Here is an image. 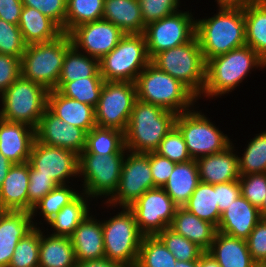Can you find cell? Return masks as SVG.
<instances>
[{
    "instance_id": "40",
    "label": "cell",
    "mask_w": 266,
    "mask_h": 267,
    "mask_svg": "<svg viewBox=\"0 0 266 267\" xmlns=\"http://www.w3.org/2000/svg\"><path fill=\"white\" fill-rule=\"evenodd\" d=\"M239 157L240 175L266 173V131L251 139Z\"/></svg>"
},
{
    "instance_id": "53",
    "label": "cell",
    "mask_w": 266,
    "mask_h": 267,
    "mask_svg": "<svg viewBox=\"0 0 266 267\" xmlns=\"http://www.w3.org/2000/svg\"><path fill=\"white\" fill-rule=\"evenodd\" d=\"M241 196L239 180L217 184V204L222 214L229 206Z\"/></svg>"
},
{
    "instance_id": "19",
    "label": "cell",
    "mask_w": 266,
    "mask_h": 267,
    "mask_svg": "<svg viewBox=\"0 0 266 267\" xmlns=\"http://www.w3.org/2000/svg\"><path fill=\"white\" fill-rule=\"evenodd\" d=\"M34 140V128L0 118V152L13 164L29 161Z\"/></svg>"
},
{
    "instance_id": "50",
    "label": "cell",
    "mask_w": 266,
    "mask_h": 267,
    "mask_svg": "<svg viewBox=\"0 0 266 267\" xmlns=\"http://www.w3.org/2000/svg\"><path fill=\"white\" fill-rule=\"evenodd\" d=\"M246 240L253 260L257 264L266 263V219L258 221Z\"/></svg>"
},
{
    "instance_id": "6",
    "label": "cell",
    "mask_w": 266,
    "mask_h": 267,
    "mask_svg": "<svg viewBox=\"0 0 266 267\" xmlns=\"http://www.w3.org/2000/svg\"><path fill=\"white\" fill-rule=\"evenodd\" d=\"M151 62L200 99L205 86L206 61L196 35L185 44L159 52Z\"/></svg>"
},
{
    "instance_id": "23",
    "label": "cell",
    "mask_w": 266,
    "mask_h": 267,
    "mask_svg": "<svg viewBox=\"0 0 266 267\" xmlns=\"http://www.w3.org/2000/svg\"><path fill=\"white\" fill-rule=\"evenodd\" d=\"M76 261L96 260L105 257L102 222L92 215L79 224L70 236Z\"/></svg>"
},
{
    "instance_id": "61",
    "label": "cell",
    "mask_w": 266,
    "mask_h": 267,
    "mask_svg": "<svg viewBox=\"0 0 266 267\" xmlns=\"http://www.w3.org/2000/svg\"><path fill=\"white\" fill-rule=\"evenodd\" d=\"M8 212L7 209L3 208L1 205H0V221L1 219L3 218V216Z\"/></svg>"
},
{
    "instance_id": "27",
    "label": "cell",
    "mask_w": 266,
    "mask_h": 267,
    "mask_svg": "<svg viewBox=\"0 0 266 267\" xmlns=\"http://www.w3.org/2000/svg\"><path fill=\"white\" fill-rule=\"evenodd\" d=\"M169 228L191 242H194L204 251L210 248L217 233V227L214 224L199 219L184 207L176 208Z\"/></svg>"
},
{
    "instance_id": "57",
    "label": "cell",
    "mask_w": 266,
    "mask_h": 267,
    "mask_svg": "<svg viewBox=\"0 0 266 267\" xmlns=\"http://www.w3.org/2000/svg\"><path fill=\"white\" fill-rule=\"evenodd\" d=\"M13 165L10 160H8L1 152H0V187L3 184L4 179L6 178L10 167Z\"/></svg>"
},
{
    "instance_id": "41",
    "label": "cell",
    "mask_w": 266,
    "mask_h": 267,
    "mask_svg": "<svg viewBox=\"0 0 266 267\" xmlns=\"http://www.w3.org/2000/svg\"><path fill=\"white\" fill-rule=\"evenodd\" d=\"M80 193L74 191L67 184L56 186L51 192L47 193L32 209L31 215L34 217L37 210L43 215L47 223L66 205L73 201ZM36 213V214H35Z\"/></svg>"
},
{
    "instance_id": "2",
    "label": "cell",
    "mask_w": 266,
    "mask_h": 267,
    "mask_svg": "<svg viewBox=\"0 0 266 267\" xmlns=\"http://www.w3.org/2000/svg\"><path fill=\"white\" fill-rule=\"evenodd\" d=\"M177 114L160 106L136 99L127 129L125 147L129 152H155L175 126Z\"/></svg>"
},
{
    "instance_id": "20",
    "label": "cell",
    "mask_w": 266,
    "mask_h": 267,
    "mask_svg": "<svg viewBox=\"0 0 266 267\" xmlns=\"http://www.w3.org/2000/svg\"><path fill=\"white\" fill-rule=\"evenodd\" d=\"M231 144L224 151L196 159L201 182L209 184L239 180V156Z\"/></svg>"
},
{
    "instance_id": "62",
    "label": "cell",
    "mask_w": 266,
    "mask_h": 267,
    "mask_svg": "<svg viewBox=\"0 0 266 267\" xmlns=\"http://www.w3.org/2000/svg\"><path fill=\"white\" fill-rule=\"evenodd\" d=\"M255 267H266V263H264V264H256Z\"/></svg>"
},
{
    "instance_id": "37",
    "label": "cell",
    "mask_w": 266,
    "mask_h": 267,
    "mask_svg": "<svg viewBox=\"0 0 266 267\" xmlns=\"http://www.w3.org/2000/svg\"><path fill=\"white\" fill-rule=\"evenodd\" d=\"M104 82L103 77H88L71 82H58L55 90L65 97L95 108L99 102Z\"/></svg>"
},
{
    "instance_id": "14",
    "label": "cell",
    "mask_w": 266,
    "mask_h": 267,
    "mask_svg": "<svg viewBox=\"0 0 266 267\" xmlns=\"http://www.w3.org/2000/svg\"><path fill=\"white\" fill-rule=\"evenodd\" d=\"M196 31V20L189 11L178 12L145 27L147 53L150 59L161 51L189 42Z\"/></svg>"
},
{
    "instance_id": "49",
    "label": "cell",
    "mask_w": 266,
    "mask_h": 267,
    "mask_svg": "<svg viewBox=\"0 0 266 267\" xmlns=\"http://www.w3.org/2000/svg\"><path fill=\"white\" fill-rule=\"evenodd\" d=\"M58 186L51 177L37 175L29 167L28 212L49 192Z\"/></svg>"
},
{
    "instance_id": "15",
    "label": "cell",
    "mask_w": 266,
    "mask_h": 267,
    "mask_svg": "<svg viewBox=\"0 0 266 267\" xmlns=\"http://www.w3.org/2000/svg\"><path fill=\"white\" fill-rule=\"evenodd\" d=\"M176 208L165 190L157 187L144 192L128 209L143 235H156L170 226Z\"/></svg>"
},
{
    "instance_id": "30",
    "label": "cell",
    "mask_w": 266,
    "mask_h": 267,
    "mask_svg": "<svg viewBox=\"0 0 266 267\" xmlns=\"http://www.w3.org/2000/svg\"><path fill=\"white\" fill-rule=\"evenodd\" d=\"M18 27L27 45L52 41L63 33L53 20L28 6H23Z\"/></svg>"
},
{
    "instance_id": "18",
    "label": "cell",
    "mask_w": 266,
    "mask_h": 267,
    "mask_svg": "<svg viewBox=\"0 0 266 267\" xmlns=\"http://www.w3.org/2000/svg\"><path fill=\"white\" fill-rule=\"evenodd\" d=\"M87 132L62 121L48 108L35 128V140L46 145L70 150L77 155L86 147Z\"/></svg>"
},
{
    "instance_id": "17",
    "label": "cell",
    "mask_w": 266,
    "mask_h": 267,
    "mask_svg": "<svg viewBox=\"0 0 266 267\" xmlns=\"http://www.w3.org/2000/svg\"><path fill=\"white\" fill-rule=\"evenodd\" d=\"M125 33L104 19L81 24L70 33L72 45L90 57L101 60L110 53Z\"/></svg>"
},
{
    "instance_id": "7",
    "label": "cell",
    "mask_w": 266,
    "mask_h": 267,
    "mask_svg": "<svg viewBox=\"0 0 266 267\" xmlns=\"http://www.w3.org/2000/svg\"><path fill=\"white\" fill-rule=\"evenodd\" d=\"M48 93L42 85L20 76L0 95V118L35 129L47 108Z\"/></svg>"
},
{
    "instance_id": "39",
    "label": "cell",
    "mask_w": 266,
    "mask_h": 267,
    "mask_svg": "<svg viewBox=\"0 0 266 267\" xmlns=\"http://www.w3.org/2000/svg\"><path fill=\"white\" fill-rule=\"evenodd\" d=\"M104 0H67L65 33L81 24L102 19Z\"/></svg>"
},
{
    "instance_id": "31",
    "label": "cell",
    "mask_w": 266,
    "mask_h": 267,
    "mask_svg": "<svg viewBox=\"0 0 266 267\" xmlns=\"http://www.w3.org/2000/svg\"><path fill=\"white\" fill-rule=\"evenodd\" d=\"M46 236L41 231L39 267H75L76 259L70 237Z\"/></svg>"
},
{
    "instance_id": "60",
    "label": "cell",
    "mask_w": 266,
    "mask_h": 267,
    "mask_svg": "<svg viewBox=\"0 0 266 267\" xmlns=\"http://www.w3.org/2000/svg\"><path fill=\"white\" fill-rule=\"evenodd\" d=\"M260 217L266 219V196L263 202V205L259 209Z\"/></svg>"
},
{
    "instance_id": "51",
    "label": "cell",
    "mask_w": 266,
    "mask_h": 267,
    "mask_svg": "<svg viewBox=\"0 0 266 267\" xmlns=\"http://www.w3.org/2000/svg\"><path fill=\"white\" fill-rule=\"evenodd\" d=\"M148 158L154 185L162 188L173 172L176 163L155 152H148Z\"/></svg>"
},
{
    "instance_id": "36",
    "label": "cell",
    "mask_w": 266,
    "mask_h": 267,
    "mask_svg": "<svg viewBox=\"0 0 266 267\" xmlns=\"http://www.w3.org/2000/svg\"><path fill=\"white\" fill-rule=\"evenodd\" d=\"M124 132L113 128L93 127L87 133L86 147L82 153L99 155L126 154Z\"/></svg>"
},
{
    "instance_id": "4",
    "label": "cell",
    "mask_w": 266,
    "mask_h": 267,
    "mask_svg": "<svg viewBox=\"0 0 266 267\" xmlns=\"http://www.w3.org/2000/svg\"><path fill=\"white\" fill-rule=\"evenodd\" d=\"M137 99L176 114L192 109L198 99L185 85L150 62L138 75Z\"/></svg>"
},
{
    "instance_id": "58",
    "label": "cell",
    "mask_w": 266,
    "mask_h": 267,
    "mask_svg": "<svg viewBox=\"0 0 266 267\" xmlns=\"http://www.w3.org/2000/svg\"><path fill=\"white\" fill-rule=\"evenodd\" d=\"M198 267H221V266L207 251H205L199 257Z\"/></svg>"
},
{
    "instance_id": "45",
    "label": "cell",
    "mask_w": 266,
    "mask_h": 267,
    "mask_svg": "<svg viewBox=\"0 0 266 267\" xmlns=\"http://www.w3.org/2000/svg\"><path fill=\"white\" fill-rule=\"evenodd\" d=\"M26 46L18 25L0 19V54L21 59Z\"/></svg>"
},
{
    "instance_id": "56",
    "label": "cell",
    "mask_w": 266,
    "mask_h": 267,
    "mask_svg": "<svg viewBox=\"0 0 266 267\" xmlns=\"http://www.w3.org/2000/svg\"><path fill=\"white\" fill-rule=\"evenodd\" d=\"M219 8H238L245 9L250 4L257 2L258 0H215Z\"/></svg>"
},
{
    "instance_id": "33",
    "label": "cell",
    "mask_w": 266,
    "mask_h": 267,
    "mask_svg": "<svg viewBox=\"0 0 266 267\" xmlns=\"http://www.w3.org/2000/svg\"><path fill=\"white\" fill-rule=\"evenodd\" d=\"M88 198L86 194L80 193L73 201L64 206L48 222L54 229L51 235L70 237L86 216L90 215V208L87 204L90 198Z\"/></svg>"
},
{
    "instance_id": "47",
    "label": "cell",
    "mask_w": 266,
    "mask_h": 267,
    "mask_svg": "<svg viewBox=\"0 0 266 267\" xmlns=\"http://www.w3.org/2000/svg\"><path fill=\"white\" fill-rule=\"evenodd\" d=\"M180 0H138L145 26L179 11Z\"/></svg>"
},
{
    "instance_id": "34",
    "label": "cell",
    "mask_w": 266,
    "mask_h": 267,
    "mask_svg": "<svg viewBox=\"0 0 266 267\" xmlns=\"http://www.w3.org/2000/svg\"><path fill=\"white\" fill-rule=\"evenodd\" d=\"M217 203V184L212 185L200 181L183 207L199 219L208 221L217 227L221 218Z\"/></svg>"
},
{
    "instance_id": "12",
    "label": "cell",
    "mask_w": 266,
    "mask_h": 267,
    "mask_svg": "<svg viewBox=\"0 0 266 267\" xmlns=\"http://www.w3.org/2000/svg\"><path fill=\"white\" fill-rule=\"evenodd\" d=\"M136 99L135 83L105 81L95 107L96 126L125 133Z\"/></svg>"
},
{
    "instance_id": "35",
    "label": "cell",
    "mask_w": 266,
    "mask_h": 267,
    "mask_svg": "<svg viewBox=\"0 0 266 267\" xmlns=\"http://www.w3.org/2000/svg\"><path fill=\"white\" fill-rule=\"evenodd\" d=\"M88 77H102L99 60L78 51L72 45L66 51L58 82H71Z\"/></svg>"
},
{
    "instance_id": "55",
    "label": "cell",
    "mask_w": 266,
    "mask_h": 267,
    "mask_svg": "<svg viewBox=\"0 0 266 267\" xmlns=\"http://www.w3.org/2000/svg\"><path fill=\"white\" fill-rule=\"evenodd\" d=\"M75 267H123L120 263L104 257L96 260L76 261Z\"/></svg>"
},
{
    "instance_id": "9",
    "label": "cell",
    "mask_w": 266,
    "mask_h": 267,
    "mask_svg": "<svg viewBox=\"0 0 266 267\" xmlns=\"http://www.w3.org/2000/svg\"><path fill=\"white\" fill-rule=\"evenodd\" d=\"M109 220H102L105 257L123 267H135L143 234L128 208Z\"/></svg>"
},
{
    "instance_id": "29",
    "label": "cell",
    "mask_w": 266,
    "mask_h": 267,
    "mask_svg": "<svg viewBox=\"0 0 266 267\" xmlns=\"http://www.w3.org/2000/svg\"><path fill=\"white\" fill-rule=\"evenodd\" d=\"M200 182L195 159L176 163L169 179L162 187L177 207H183Z\"/></svg>"
},
{
    "instance_id": "16",
    "label": "cell",
    "mask_w": 266,
    "mask_h": 267,
    "mask_svg": "<svg viewBox=\"0 0 266 267\" xmlns=\"http://www.w3.org/2000/svg\"><path fill=\"white\" fill-rule=\"evenodd\" d=\"M29 167L37 174L51 177L57 185L70 183L72 176L78 175L79 155L55 146L42 144L36 140L31 148ZM68 179V180H67Z\"/></svg>"
},
{
    "instance_id": "1",
    "label": "cell",
    "mask_w": 266,
    "mask_h": 267,
    "mask_svg": "<svg viewBox=\"0 0 266 267\" xmlns=\"http://www.w3.org/2000/svg\"><path fill=\"white\" fill-rule=\"evenodd\" d=\"M208 19H196L195 35L205 61L246 45L243 9L218 8Z\"/></svg>"
},
{
    "instance_id": "28",
    "label": "cell",
    "mask_w": 266,
    "mask_h": 267,
    "mask_svg": "<svg viewBox=\"0 0 266 267\" xmlns=\"http://www.w3.org/2000/svg\"><path fill=\"white\" fill-rule=\"evenodd\" d=\"M102 19L125 34H143L145 25L138 0H104Z\"/></svg>"
},
{
    "instance_id": "21",
    "label": "cell",
    "mask_w": 266,
    "mask_h": 267,
    "mask_svg": "<svg viewBox=\"0 0 266 267\" xmlns=\"http://www.w3.org/2000/svg\"><path fill=\"white\" fill-rule=\"evenodd\" d=\"M260 219L259 209L241 195L221 214L217 231L247 239Z\"/></svg>"
},
{
    "instance_id": "8",
    "label": "cell",
    "mask_w": 266,
    "mask_h": 267,
    "mask_svg": "<svg viewBox=\"0 0 266 267\" xmlns=\"http://www.w3.org/2000/svg\"><path fill=\"white\" fill-rule=\"evenodd\" d=\"M151 62L144 34H125L116 47L99 60L104 81L133 82Z\"/></svg>"
},
{
    "instance_id": "25",
    "label": "cell",
    "mask_w": 266,
    "mask_h": 267,
    "mask_svg": "<svg viewBox=\"0 0 266 267\" xmlns=\"http://www.w3.org/2000/svg\"><path fill=\"white\" fill-rule=\"evenodd\" d=\"M29 162L13 164L0 187V205L8 211H28Z\"/></svg>"
},
{
    "instance_id": "11",
    "label": "cell",
    "mask_w": 266,
    "mask_h": 267,
    "mask_svg": "<svg viewBox=\"0 0 266 267\" xmlns=\"http://www.w3.org/2000/svg\"><path fill=\"white\" fill-rule=\"evenodd\" d=\"M175 126L182 133L192 159L224 151L232 141L200 111L177 114Z\"/></svg>"
},
{
    "instance_id": "54",
    "label": "cell",
    "mask_w": 266,
    "mask_h": 267,
    "mask_svg": "<svg viewBox=\"0 0 266 267\" xmlns=\"http://www.w3.org/2000/svg\"><path fill=\"white\" fill-rule=\"evenodd\" d=\"M22 9L21 0H0V19L18 25Z\"/></svg>"
},
{
    "instance_id": "24",
    "label": "cell",
    "mask_w": 266,
    "mask_h": 267,
    "mask_svg": "<svg viewBox=\"0 0 266 267\" xmlns=\"http://www.w3.org/2000/svg\"><path fill=\"white\" fill-rule=\"evenodd\" d=\"M47 108L62 121L80 127L87 133L96 126L93 106L65 97L57 90L49 91Z\"/></svg>"
},
{
    "instance_id": "5",
    "label": "cell",
    "mask_w": 266,
    "mask_h": 267,
    "mask_svg": "<svg viewBox=\"0 0 266 267\" xmlns=\"http://www.w3.org/2000/svg\"><path fill=\"white\" fill-rule=\"evenodd\" d=\"M72 46L69 34L52 41L28 44L21 58V76L48 91L57 87L66 51Z\"/></svg>"
},
{
    "instance_id": "46",
    "label": "cell",
    "mask_w": 266,
    "mask_h": 267,
    "mask_svg": "<svg viewBox=\"0 0 266 267\" xmlns=\"http://www.w3.org/2000/svg\"><path fill=\"white\" fill-rule=\"evenodd\" d=\"M239 182L241 195L260 209L266 196V173L241 175Z\"/></svg>"
},
{
    "instance_id": "32",
    "label": "cell",
    "mask_w": 266,
    "mask_h": 267,
    "mask_svg": "<svg viewBox=\"0 0 266 267\" xmlns=\"http://www.w3.org/2000/svg\"><path fill=\"white\" fill-rule=\"evenodd\" d=\"M243 11L246 45L266 62V0H258Z\"/></svg>"
},
{
    "instance_id": "3",
    "label": "cell",
    "mask_w": 266,
    "mask_h": 267,
    "mask_svg": "<svg viewBox=\"0 0 266 267\" xmlns=\"http://www.w3.org/2000/svg\"><path fill=\"white\" fill-rule=\"evenodd\" d=\"M266 62L249 46L244 45L206 62V79L202 96L217 97L232 92L254 68Z\"/></svg>"
},
{
    "instance_id": "13",
    "label": "cell",
    "mask_w": 266,
    "mask_h": 267,
    "mask_svg": "<svg viewBox=\"0 0 266 267\" xmlns=\"http://www.w3.org/2000/svg\"><path fill=\"white\" fill-rule=\"evenodd\" d=\"M126 155L118 188L105 201L107 207L119 205L122 208H129L144 192L157 188L152 178L148 153L127 151Z\"/></svg>"
},
{
    "instance_id": "44",
    "label": "cell",
    "mask_w": 266,
    "mask_h": 267,
    "mask_svg": "<svg viewBox=\"0 0 266 267\" xmlns=\"http://www.w3.org/2000/svg\"><path fill=\"white\" fill-rule=\"evenodd\" d=\"M155 153L175 163H184L192 160L184 137L176 126L163 138Z\"/></svg>"
},
{
    "instance_id": "43",
    "label": "cell",
    "mask_w": 266,
    "mask_h": 267,
    "mask_svg": "<svg viewBox=\"0 0 266 267\" xmlns=\"http://www.w3.org/2000/svg\"><path fill=\"white\" fill-rule=\"evenodd\" d=\"M156 236L175 256L177 261H198L199 257L205 252L197 244L177 234L169 227L158 232Z\"/></svg>"
},
{
    "instance_id": "52",
    "label": "cell",
    "mask_w": 266,
    "mask_h": 267,
    "mask_svg": "<svg viewBox=\"0 0 266 267\" xmlns=\"http://www.w3.org/2000/svg\"><path fill=\"white\" fill-rule=\"evenodd\" d=\"M21 76V59L0 54V95Z\"/></svg>"
},
{
    "instance_id": "22",
    "label": "cell",
    "mask_w": 266,
    "mask_h": 267,
    "mask_svg": "<svg viewBox=\"0 0 266 267\" xmlns=\"http://www.w3.org/2000/svg\"><path fill=\"white\" fill-rule=\"evenodd\" d=\"M31 212L8 211L0 221V267H8L16 245L38 223ZM36 224V225H34Z\"/></svg>"
},
{
    "instance_id": "48",
    "label": "cell",
    "mask_w": 266,
    "mask_h": 267,
    "mask_svg": "<svg viewBox=\"0 0 266 267\" xmlns=\"http://www.w3.org/2000/svg\"><path fill=\"white\" fill-rule=\"evenodd\" d=\"M23 6L35 8L53 20L65 33L66 0H21Z\"/></svg>"
},
{
    "instance_id": "38",
    "label": "cell",
    "mask_w": 266,
    "mask_h": 267,
    "mask_svg": "<svg viewBox=\"0 0 266 267\" xmlns=\"http://www.w3.org/2000/svg\"><path fill=\"white\" fill-rule=\"evenodd\" d=\"M177 259L156 235H144L135 267H175Z\"/></svg>"
},
{
    "instance_id": "26",
    "label": "cell",
    "mask_w": 266,
    "mask_h": 267,
    "mask_svg": "<svg viewBox=\"0 0 266 267\" xmlns=\"http://www.w3.org/2000/svg\"><path fill=\"white\" fill-rule=\"evenodd\" d=\"M207 252L221 267H255L257 264L250 255L246 239L219 231Z\"/></svg>"
},
{
    "instance_id": "59",
    "label": "cell",
    "mask_w": 266,
    "mask_h": 267,
    "mask_svg": "<svg viewBox=\"0 0 266 267\" xmlns=\"http://www.w3.org/2000/svg\"><path fill=\"white\" fill-rule=\"evenodd\" d=\"M175 267H198V261H177Z\"/></svg>"
},
{
    "instance_id": "10",
    "label": "cell",
    "mask_w": 266,
    "mask_h": 267,
    "mask_svg": "<svg viewBox=\"0 0 266 267\" xmlns=\"http://www.w3.org/2000/svg\"><path fill=\"white\" fill-rule=\"evenodd\" d=\"M126 154L80 153L78 177L83 176V191L89 198L111 197L118 188Z\"/></svg>"
},
{
    "instance_id": "42",
    "label": "cell",
    "mask_w": 266,
    "mask_h": 267,
    "mask_svg": "<svg viewBox=\"0 0 266 267\" xmlns=\"http://www.w3.org/2000/svg\"><path fill=\"white\" fill-rule=\"evenodd\" d=\"M40 239V227H34L16 245L8 267H39Z\"/></svg>"
}]
</instances>
